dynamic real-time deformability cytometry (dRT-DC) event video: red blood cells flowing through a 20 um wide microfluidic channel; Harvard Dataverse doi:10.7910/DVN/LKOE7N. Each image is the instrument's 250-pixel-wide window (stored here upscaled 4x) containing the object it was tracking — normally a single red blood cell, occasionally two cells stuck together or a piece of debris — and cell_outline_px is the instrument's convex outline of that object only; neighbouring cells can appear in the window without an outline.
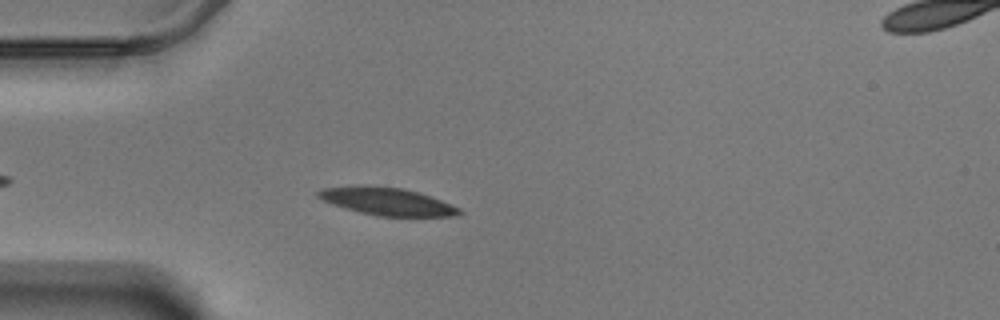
{"species": "Egyptian fruit bat (a non-hibernating species)", "species_latin": "Rousettus aegyptiacus", "temperature_condition": "warm", "stored_images_in_passage": 46, "camera_frame_rate_fps": 3000, "um_per_image_px": 0.085, "animal": {"sex": "male"}, "frame": {"image": 1, "passage_image": 7, "time_ms": 2.0, "image_size_px": [1000, 320], "cell_outline_px": [[464, 212], [460, 216], [376, 216], [344, 208], [332, 204], [316, 196], [316, 192], [324, 188], [404, 188], [440, 200], [460, 208]], "centroid_in_image_um": [32.99, 17.18], "position_along_channel_um": 52.0, "area_um2": 21.62}}
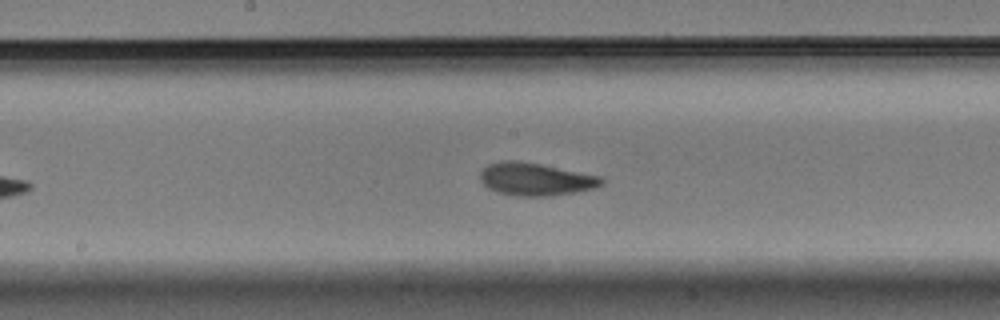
{"frame": {"image": 2, "passage_image": 21, "time_ms": 6.667, "image_size_px": [1000, 320], "cell_outline_px": [[604, 184], [592, 188], [576, 192], [552, 196], [516, 196], [496, 192], [488, 188], [480, 180], [480, 172], [488, 164], [504, 160], [516, 160], [540, 164], [600, 176], [604, 180]], "centroid_in_image_um": [45.5, 15.24], "position_along_channel_um": 202.7, "area_um2": 23.12}}
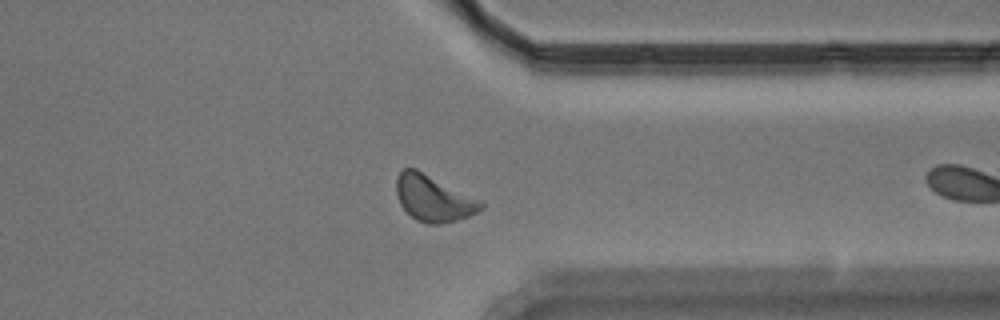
{"frame": {"image": 3, "passage_image": 32, "time_ms": 10.333, "image_size_px": [1000, 320], "cell_outline_px": [[484, 208], [468, 216], [456, 220], [440, 224], [428, 224], [416, 220], [400, 204], [396, 192], [396, 176], [404, 168], [416, 168], [480, 200], [484, 204]], "centroid_in_image_um": [36.82, 16.85], "position_along_channel_um": 374.6, "area_um2": 22.54}, "authors_computed_cell_mechanics": {"area_um2": 22.0218, "velocity_mm_per_s": 3.4393, "shape_relaxation_time_tau1_ms": 3.2287, "shape_relaxation_time_tau2_ms": 3.2104, "deformation_change_tau1": 0.1652, "deformation_change_tau2": 0.1016}}